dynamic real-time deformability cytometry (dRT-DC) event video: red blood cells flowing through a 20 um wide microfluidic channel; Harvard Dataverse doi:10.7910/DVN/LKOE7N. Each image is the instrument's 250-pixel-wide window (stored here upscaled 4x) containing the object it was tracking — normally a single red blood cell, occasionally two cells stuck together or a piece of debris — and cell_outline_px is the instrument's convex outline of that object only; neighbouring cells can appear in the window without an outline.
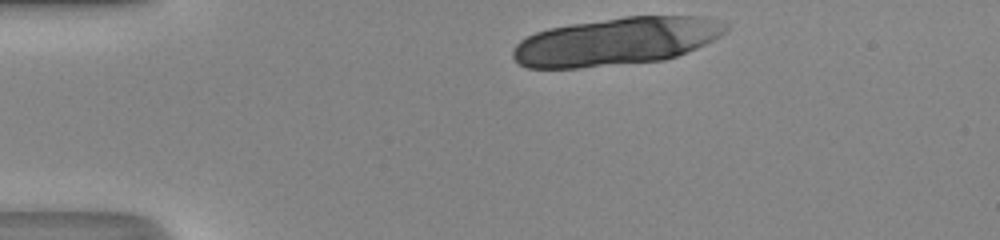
{"species": "human", "species_latin": "Homo sapiens", "temperature_condition": "room temperature", "stored_images_in_passage": 9, "camera_frame_rate_fps": 3000, "um_per_image_px": 0.085, "donor": {"sex": "male"}, "frame": {"image": 1, "passage_image": 1, "time_ms": 0.0, "image_size_px": [1000, 240], "cell_outline_px": [[728, 28], [720, 36], [696, 48], [676, 56], [664, 60], [580, 68], [528, 68], [520, 64], [512, 56], [512, 52], [516, 44], [520, 40], [536, 32], [548, 28], [572, 24], [624, 16], [700, 16], [716, 20], [728, 24]], "centroid_in_image_um": [52.36, 3.52], "position_along_channel_um": 32.6, "area_um2": 59.19}}